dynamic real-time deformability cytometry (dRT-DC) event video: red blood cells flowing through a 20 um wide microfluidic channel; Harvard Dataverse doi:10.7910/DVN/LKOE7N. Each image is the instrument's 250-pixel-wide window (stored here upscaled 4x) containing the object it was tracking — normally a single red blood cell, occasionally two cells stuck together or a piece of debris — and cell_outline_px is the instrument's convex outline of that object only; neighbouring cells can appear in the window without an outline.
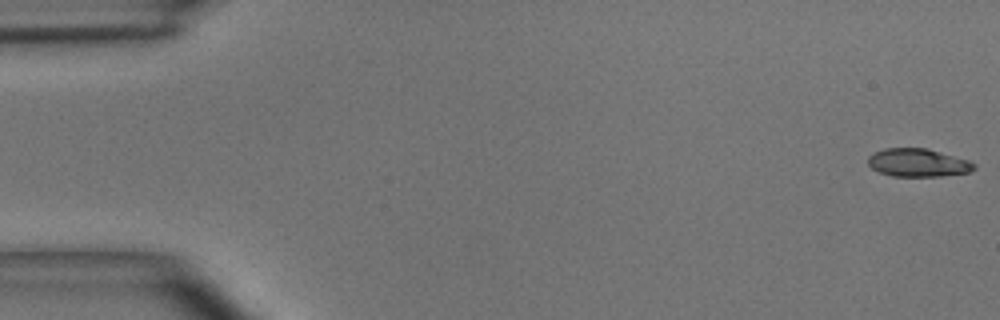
{"species": "common noctule bat (a hibernating species)", "species_latin": "Nyctalus noctula", "temperature_condition": "room temperature", "stored_images_in_passage": 50, "camera_frame_rate_fps": 3000, "um_per_image_px": 0.085, "animal": {"sex": "male", "body_mass_g": 15.6}, "frame": {"image": 1, "passage_image": 1, "time_ms": 0.0, "image_size_px": [1000, 320], "cell_outline_px": [[976, 168], [972, 172], [940, 176], [892, 176], [880, 172], [872, 168], [868, 164], [868, 156], [872, 152], [884, 148], [928, 148], [968, 160], [976, 164]], "centroid_in_image_um": [78.03, 13.82], "position_along_channel_um": 7.0, "area_um2": 17.51}}
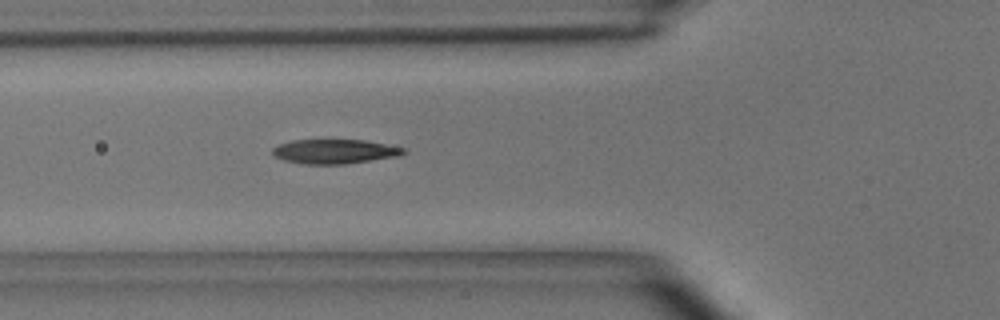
{"frame": {"image": 2, "passage_image": 18, "time_ms": 5.667, "image_size_px": [1000, 320], "cell_outline_px": [[408, 152], [400, 156], [344, 164], [304, 164], [284, 160], [276, 156], [272, 152], [272, 148], [280, 144], [292, 140], [364, 140], [404, 148]], "centroid_in_image_um": [28.46, 12.88], "position_along_channel_um": 97.3, "area_um2": 18.5}}
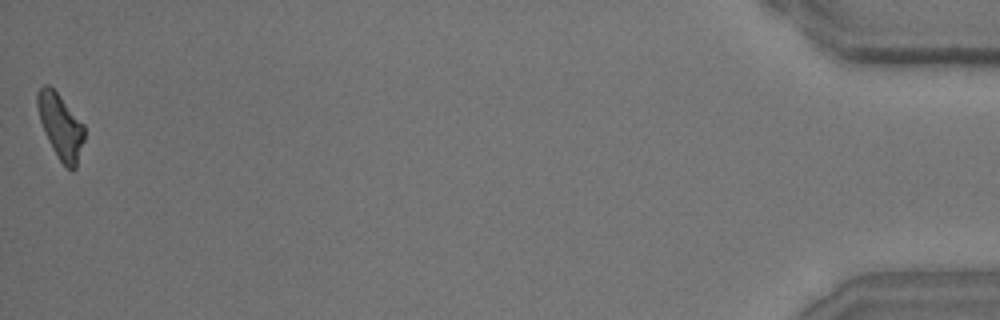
{"frame": {"image": 3, "passage_image": 50, "time_ms": 16.333, "image_size_px": [1000, 320], "cell_outline_px": [[84, 140], [76, 168], [72, 172], [60, 160], [48, 140], [40, 120], [36, 104], [36, 96], [40, 88], [44, 84], [48, 84], [60, 96], [84, 124]], "centroid_in_image_um": [5.15, 10.73], "position_along_channel_um": 430.0, "area_um2": 17.51}, "authors_computed_cell_mechanics": {"area_um2": 18.496, "velocity_mm_per_s": 3.9924, "shape_relaxation_time_tau1_ms": 4.6272, "shape_relaxation_time_tau2_ms": 2.3651, "deformation_change_tau1": 0.1579, "deformation_change_tau2": 0.0911}}